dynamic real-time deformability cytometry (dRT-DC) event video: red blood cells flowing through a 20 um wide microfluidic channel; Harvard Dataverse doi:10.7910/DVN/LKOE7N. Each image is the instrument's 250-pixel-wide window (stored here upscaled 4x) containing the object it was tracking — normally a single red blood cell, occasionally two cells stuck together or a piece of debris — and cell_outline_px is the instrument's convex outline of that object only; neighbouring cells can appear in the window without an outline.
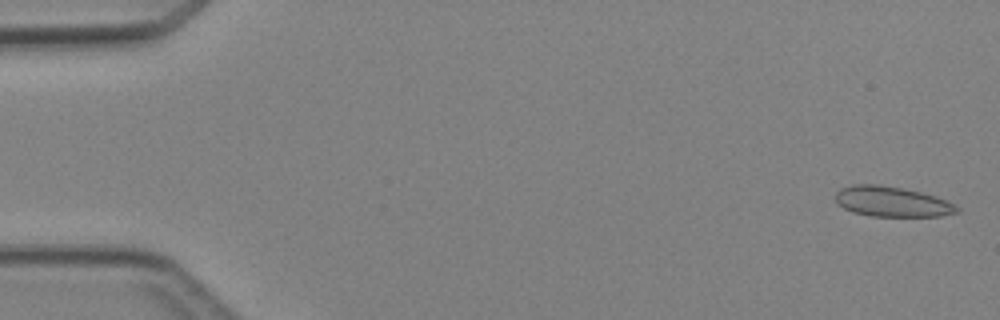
{"species": "Egyptian fruit bat (a non-hibernating species)", "species_latin": "Rousettus aegyptiacus", "temperature_condition": "cold", "stored_images_in_passage": 5, "camera_frame_rate_fps": 3000, "um_per_image_px": 0.085, "animal": {"sex": "female"}, "frame": {"image": 1, "passage_image": 1, "time_ms": 0.0, "image_size_px": [1000, 320], "cell_outline_px": [[960, 212], [940, 216], [872, 216], [852, 212], [836, 204], [836, 192], [840, 188], [852, 184], [880, 184], [920, 192], [936, 196], [956, 204], [960, 208]], "centroid_in_image_um": [75.82, 17.14], "position_along_channel_um": 9.2, "area_um2": 21.56}}
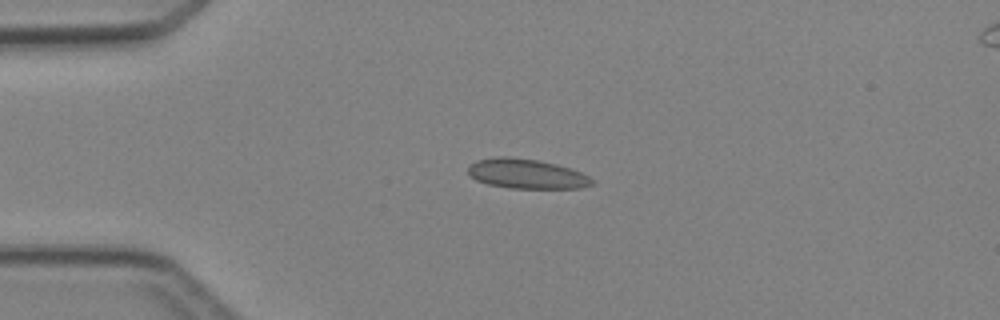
{"frame": {"image": 2, "passage_image": 4, "time_ms": 3.333, "image_size_px": [1000, 320], "cell_outline_px": [[596, 184], [580, 188], [508, 188], [488, 184], [476, 180], [468, 176], [468, 164], [476, 160], [496, 156], [508, 156], [540, 160], [572, 168], [596, 180]], "centroid_in_image_um": [44.75, 14.76], "position_along_channel_um": 40.2, "area_um2": 21.91}}